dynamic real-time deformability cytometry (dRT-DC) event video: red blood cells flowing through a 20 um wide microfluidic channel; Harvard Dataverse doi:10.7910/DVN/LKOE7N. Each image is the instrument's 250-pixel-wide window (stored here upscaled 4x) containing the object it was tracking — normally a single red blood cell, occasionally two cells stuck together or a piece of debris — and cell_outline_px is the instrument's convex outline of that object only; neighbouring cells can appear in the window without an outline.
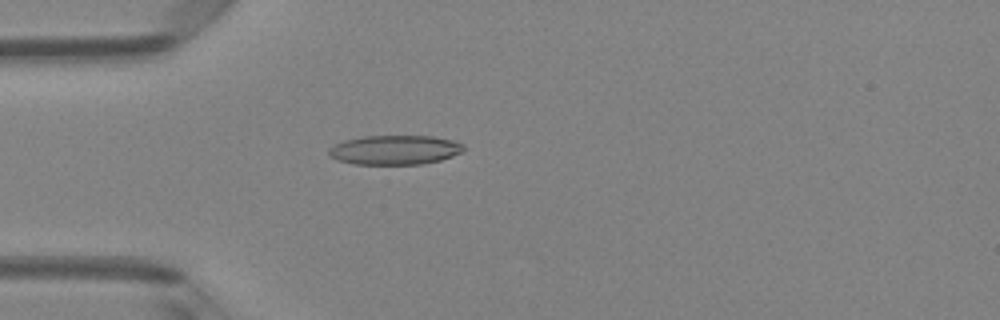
{"species": "Egyptian fruit bat (a non-hibernating species)", "species_latin": "Rousettus aegyptiacus", "temperature_condition": "room temperature", "stored_images_in_passage": 49, "camera_frame_rate_fps": 3000, "um_per_image_px": 0.085, "animal": {"sex": "female"}, "frame": {"image": 1, "passage_image": 14, "time_ms": 4.333, "image_size_px": [1000, 320], "cell_outline_px": [[464, 148], [460, 152], [452, 156], [440, 160], [424, 164], [352, 164], [336, 160], [328, 152], [328, 148], [344, 140], [364, 136], [432, 136], [452, 140], [464, 144]], "centroid_in_image_um": [33.54, 12.74], "position_along_channel_um": 51.5, "area_um2": 23.06}}
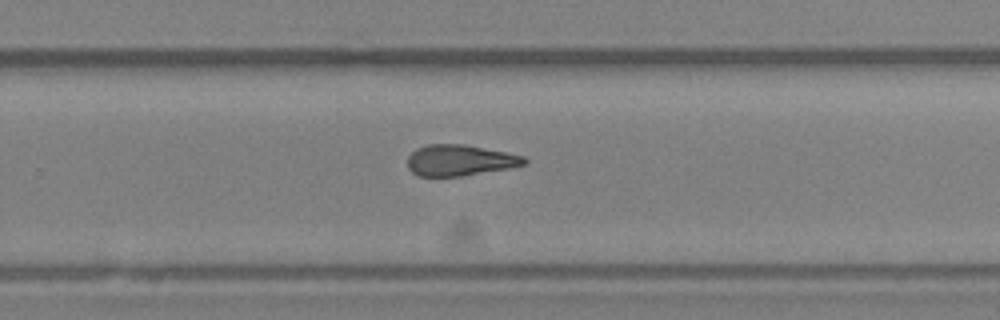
{"frame": {"image": 2, "passage_image": 32, "time_ms": 10.333, "image_size_px": [1000, 320], "cell_outline_px": [[528, 164], [508, 168], [460, 176], [416, 176], [408, 168], [408, 156], [416, 148], [428, 144], [464, 144], [524, 156], [528, 160]], "centroid_in_image_um": [39.07, 13.62], "position_along_channel_um": 290.7, "area_um2": 21.04}}
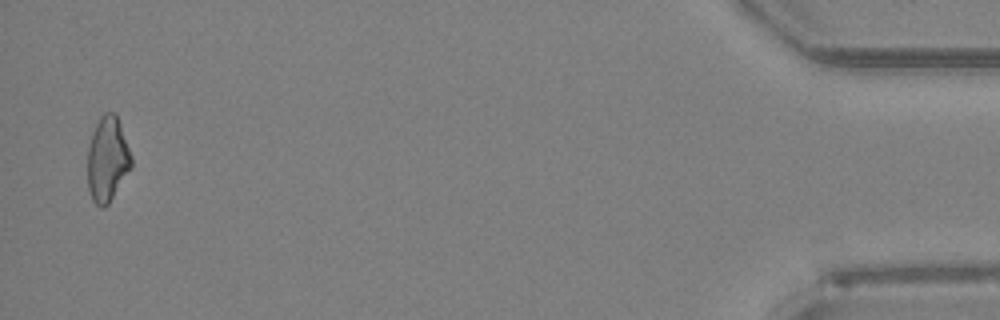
{"frame": {"image": 3, "passage_image": 48, "time_ms": 15.667, "image_size_px": [1000, 320], "cell_outline_px": [[132, 168], [108, 204], [104, 208], [100, 208], [92, 200], [88, 188], [88, 148], [92, 132], [100, 116], [104, 112], [116, 112], [132, 156]], "centroid_in_image_um": [9.14, 13.53], "position_along_channel_um": 426.1, "area_um2": 21.91}, "authors_computed_cell_mechanics": {"area_um2": 21.964, "velocity_mm_per_s": 4.1706, "shape_relaxation_time_tau1_ms": null, "shape_relaxation_time_tau2_ms": 3.2594, "deformation_change_tau1": null, "deformation_change_tau2": 0.1243}}